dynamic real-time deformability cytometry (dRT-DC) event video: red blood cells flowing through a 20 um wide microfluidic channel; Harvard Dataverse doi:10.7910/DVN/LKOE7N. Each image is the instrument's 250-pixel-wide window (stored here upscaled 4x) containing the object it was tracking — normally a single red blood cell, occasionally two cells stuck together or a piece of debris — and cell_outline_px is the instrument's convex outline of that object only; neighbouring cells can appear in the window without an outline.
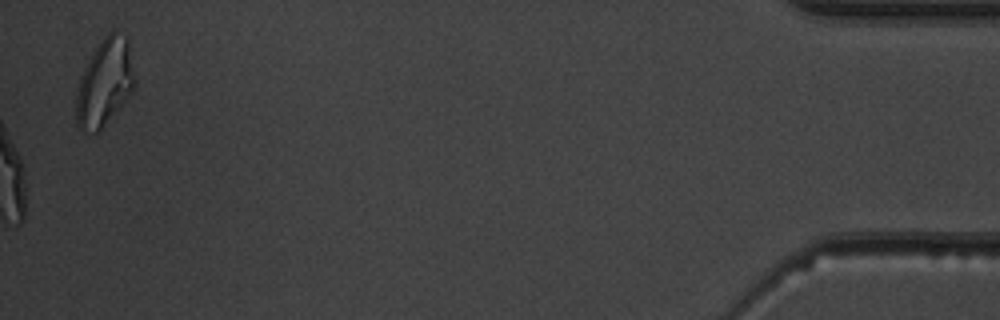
{"species": "common noctule bat (a hibernating species)", "species_latin": "Nyctalus noctula", "temperature_condition": "warm", "stored_images_in_passage": 48, "camera_frame_rate_fps": 3000, "um_per_image_px": 0.085, "animal": {"sex": "male", "body_mass_g": 19.5, "forearm_length_mm": 54.6}, "frame": {"image": 1, "passage_image": 48, "time_ms": 15.667, "image_size_px": [1000, 320], "cell_outline_px": [[136, 84], [128, 100], [100, 132], [80, 132], [76, 124], [76, 92], [84, 68], [96, 48], [104, 36], [108, 32], [112, 32], [128, 36], [136, 80]], "centroid_in_image_um": [8.93, 7.09], "position_along_channel_um": 426.3, "area_um2": 30.29}, "authors_computed_cell_mechanics": {"area_um2": 29.7959, "velocity_mm_per_s": 3.9964, "shape_relaxation_time_tau1_ms": 9.8731, "shape_relaxation_time_tau2_ms": 1.317, "deformation_change_tau1": 0.4106, "deformation_change_tau2": 0.0399}}